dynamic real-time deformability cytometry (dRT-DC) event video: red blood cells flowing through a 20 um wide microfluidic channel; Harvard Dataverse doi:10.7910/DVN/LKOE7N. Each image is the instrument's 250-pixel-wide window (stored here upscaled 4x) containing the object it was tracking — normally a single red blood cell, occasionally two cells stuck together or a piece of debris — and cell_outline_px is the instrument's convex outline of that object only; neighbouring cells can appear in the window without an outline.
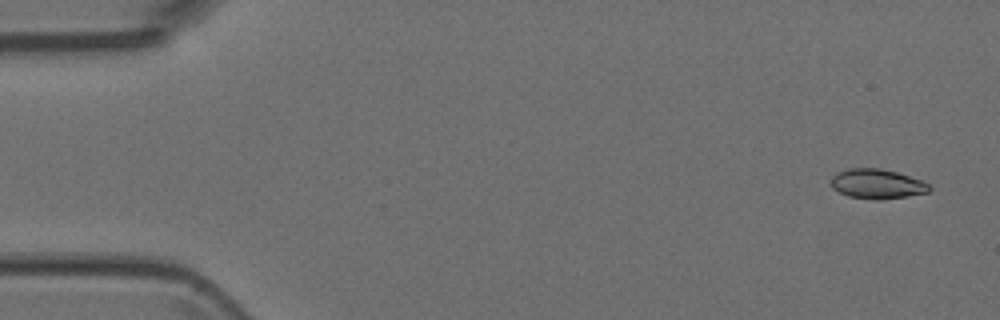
{"species": "Egyptian fruit bat (a non-hibernating species)", "species_latin": "Rousettus aegyptiacus", "temperature_condition": "room temperature", "stored_images_in_passage": 5, "camera_frame_rate_fps": 3000, "um_per_image_px": 0.085, "animal": {"sex": "female"}, "frame": {"image": 1, "passage_image": 1, "time_ms": 0.0, "image_size_px": [1000, 320], "cell_outline_px": [[932, 188], [928, 192], [908, 196], [880, 200], [876, 200], [848, 196], [832, 188], [832, 176], [836, 172], [848, 168], [880, 168], [896, 172], [924, 180]], "centroid_in_image_um": [74.57, 15.63], "position_along_channel_um": 10.4, "area_um2": 17.11}}
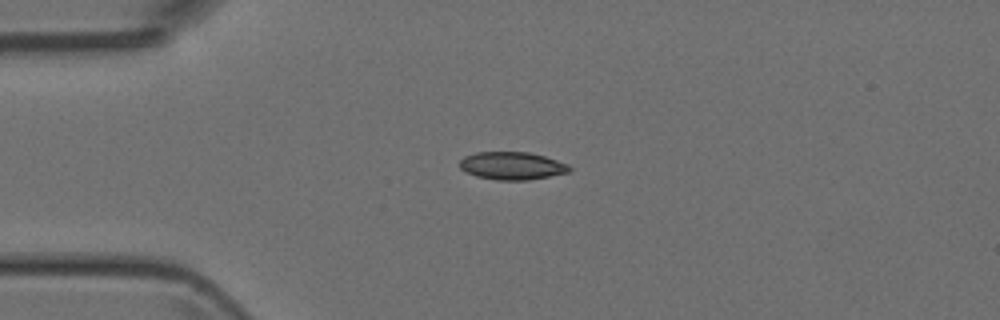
{"frame": {"image": 2, "passage_image": 4, "time_ms": 3.333, "image_size_px": [1000, 320], "cell_outline_px": [[572, 168], [568, 172], [528, 180], [496, 180], [476, 176], [460, 168], [460, 160], [464, 156], [476, 152], [528, 152], [544, 156], [568, 164]], "centroid_in_image_um": [43.51, 14.09], "position_along_channel_um": 41.5, "area_um2": 17.63}}